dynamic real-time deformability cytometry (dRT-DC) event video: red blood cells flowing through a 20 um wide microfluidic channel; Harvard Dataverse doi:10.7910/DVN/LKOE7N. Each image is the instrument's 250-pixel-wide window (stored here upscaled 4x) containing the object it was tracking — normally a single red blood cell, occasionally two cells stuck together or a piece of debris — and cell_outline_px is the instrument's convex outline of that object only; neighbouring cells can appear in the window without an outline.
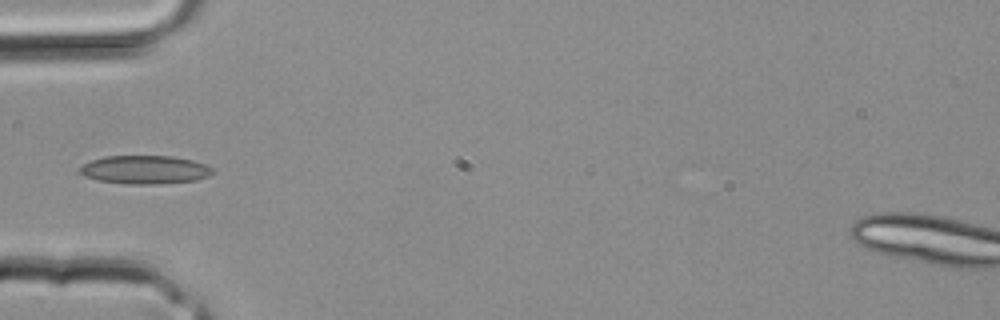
{"species": "common noctule bat (a hibernating species)", "species_latin": "Nyctalus noctula", "temperature_condition": "room temperature", "stored_images_in_passage": 3, "camera_frame_rate_fps": 3000, "um_per_image_px": 0.085, "animal": {"sex": "male", "body_mass_g": 20.4}, "frame": {"image": 1, "passage_image": 3, "time_ms": 0.667, "image_size_px": [1000, 320], "cell_outline_px": [[216, 172], [208, 176], [196, 180], [152, 184], [128, 184], [96, 180], [84, 176], [80, 172], [80, 168], [84, 164], [92, 160], [104, 156], [172, 156], [192, 160], [204, 164], [212, 168]], "centroid_in_image_um": [12.32, 14.42], "position_along_channel_um": 72.7, "area_um2": 21.91}}